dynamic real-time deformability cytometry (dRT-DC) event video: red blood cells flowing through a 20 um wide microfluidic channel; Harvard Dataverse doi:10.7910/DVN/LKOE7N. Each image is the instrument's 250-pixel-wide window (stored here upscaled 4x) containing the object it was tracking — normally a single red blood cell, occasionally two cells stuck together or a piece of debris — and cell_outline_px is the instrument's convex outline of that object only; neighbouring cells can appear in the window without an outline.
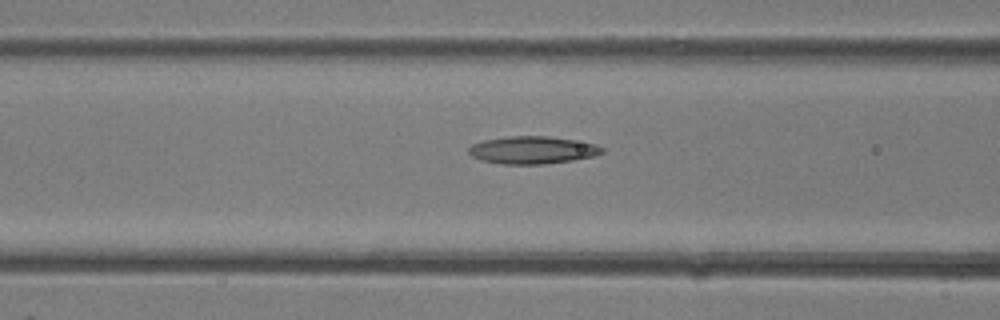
{"species": "common noctule bat (a hibernating species)", "species_latin": "Nyctalus noctula", "temperature_condition": "room temperature", "stored_images_in_passage": 21, "camera_frame_rate_fps": 3000, "um_per_image_px": 0.085, "animal": {"sex": "female"}, "frame": {"image": 1, "passage_image": 9, "time_ms": 2.667, "image_size_px": [1000, 320], "cell_outline_px": [[596, 152], [584, 156], [560, 160], [492, 160], [500, 140], [564, 140], [580, 144]], "centroid_in_image_um": [45.86, 12.77], "position_along_channel_um": 120.7, "area_um2": 12.43}}
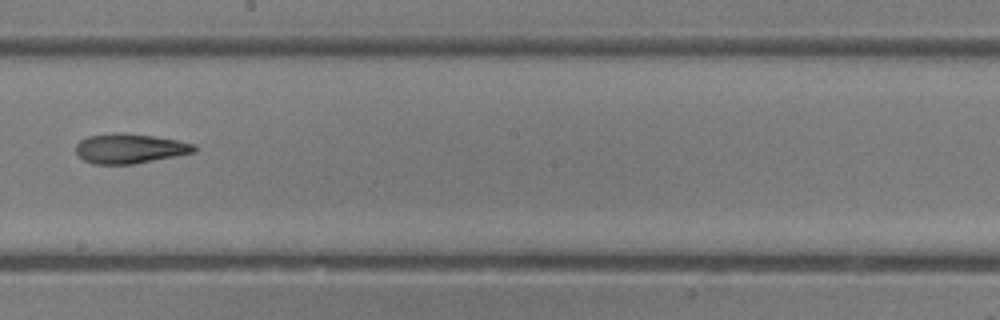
{"frame": {"image": 2, "passage_image": 15, "time_ms": 4.667, "image_size_px": [1000, 320], "cell_outline_px": [[192, 148], [184, 152], [144, 160], [92, 160], [104, 136], [140, 136], [168, 140], [184, 144]], "centroid_in_image_um": [11.61, 12.61], "position_along_channel_um": 236.6, "area_um2": 12.89}}
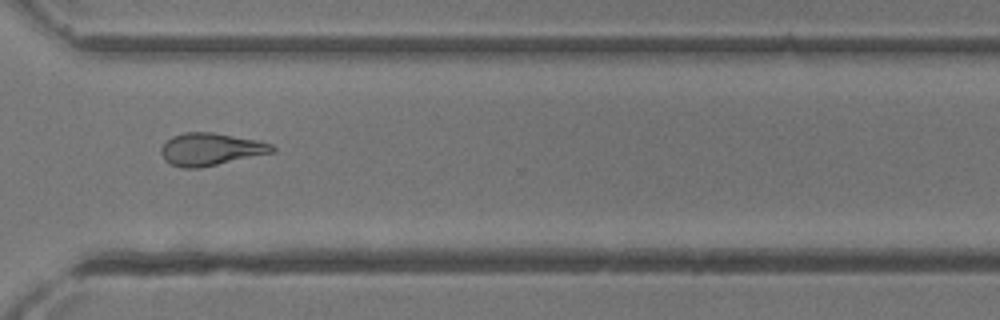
{"frame": {"image": 3, "passage_image": 21, "time_ms": 6.667, "image_size_px": [1000, 320], "cell_outline_px": [[260, 144], [256, 152], [212, 164], [176, 164], [180, 136], [224, 136], [244, 140]], "centroid_in_image_um": [18.04, 12.69], "position_along_channel_um": 352.6, "area_um2": 13.24}}